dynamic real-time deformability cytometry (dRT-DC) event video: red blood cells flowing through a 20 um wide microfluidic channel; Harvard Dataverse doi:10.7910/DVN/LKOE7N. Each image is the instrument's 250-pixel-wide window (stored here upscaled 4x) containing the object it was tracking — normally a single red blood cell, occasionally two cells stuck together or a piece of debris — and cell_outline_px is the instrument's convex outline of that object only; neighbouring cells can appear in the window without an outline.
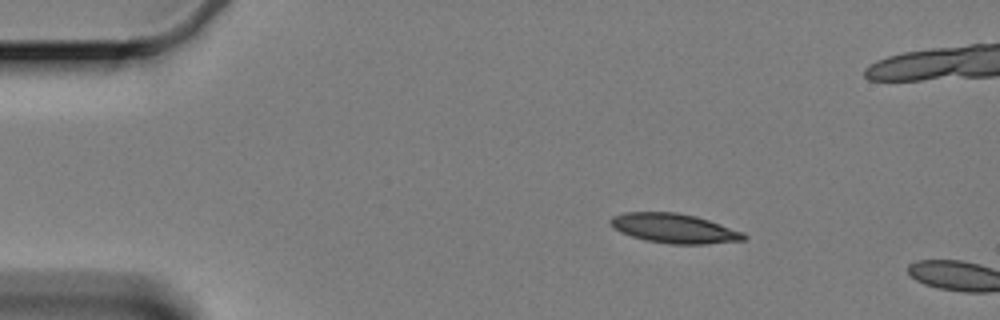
{"species": "Egyptian fruit bat (a non-hibernating species)", "species_latin": "Rousettus aegyptiacus", "temperature_condition": "cold", "stored_images_in_passage": 3, "camera_frame_rate_fps": 3000, "um_per_image_px": 0.085, "animal": {"sex": "female"}, "frame": {"image": 1, "passage_image": 1, "time_ms": 0.0, "image_size_px": [1000, 320], "cell_outline_px": [[748, 236], [744, 240], [704, 244], [672, 244], [644, 240], [620, 232], [608, 224], [608, 220], [612, 216], [624, 212], [676, 212], [696, 216], [744, 232]], "centroid_in_image_um": [57.27, 19.4], "position_along_channel_um": 27.7, "area_um2": 23.0}}